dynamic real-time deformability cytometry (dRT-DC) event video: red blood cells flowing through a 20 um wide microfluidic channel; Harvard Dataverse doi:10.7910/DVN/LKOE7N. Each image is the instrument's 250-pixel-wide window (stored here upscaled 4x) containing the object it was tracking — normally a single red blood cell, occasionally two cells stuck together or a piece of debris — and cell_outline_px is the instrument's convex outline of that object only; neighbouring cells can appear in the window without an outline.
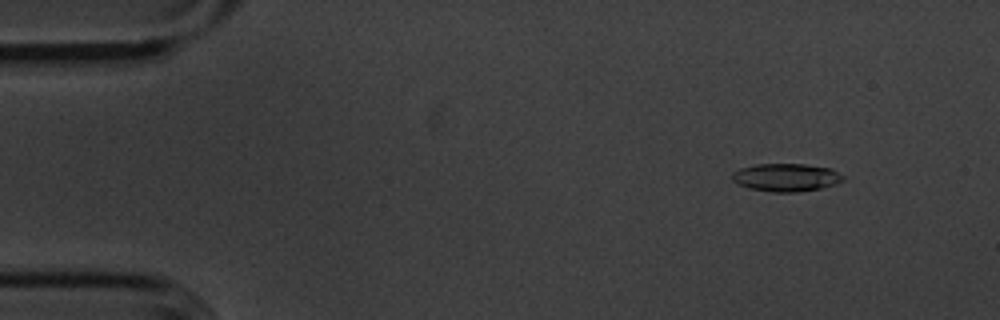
{"species": "common noctule bat (a hibernating species)", "species_latin": "Nyctalus noctula", "temperature_condition": "cold", "stored_images_in_passage": 55, "camera_frame_rate_fps": 3000, "um_per_image_px": 0.085, "animal": {"sex": "male", "body_mass_g": 20.1, "forearm_length_mm": 53.5}, "frame": {"image": 1, "passage_image": 6, "time_ms": 1.667, "image_size_px": [1000, 320], "cell_outline_px": [[844, 180], [836, 184], [820, 188], [796, 192], [772, 192], [748, 188], [732, 180], [732, 172], [740, 168], [756, 164], [804, 164], [832, 168], [844, 176]], "centroid_in_image_um": [66.83, 15.07], "position_along_channel_um": 18.2, "area_um2": 18.09}}
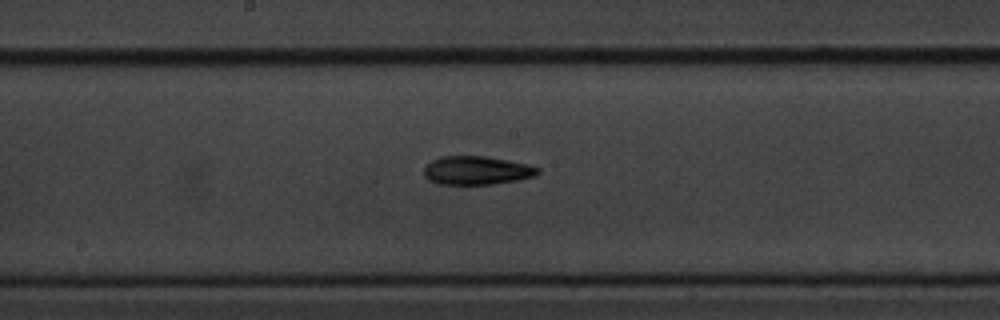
{"frame": {"image": 2, "passage_image": 29, "time_ms": 9.333, "image_size_px": [1000, 320], "cell_outline_px": [[540, 172], [536, 176], [516, 180], [492, 184], [436, 184], [428, 180], [424, 176], [424, 168], [432, 160], [440, 156], [484, 156], [508, 160], [528, 164], [540, 168]], "centroid_in_image_um": [40.52, 14.48], "position_along_channel_um": 207.7, "area_um2": 19.02}}
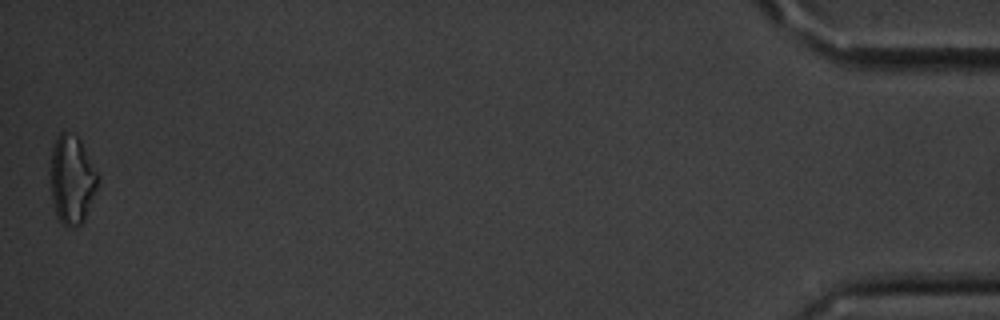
{"frame": {"image": 3, "passage_image": 55, "time_ms": 18.0, "image_size_px": [1000, 320], "cell_outline_px": [[100, 176], [96, 188], [84, 220], [76, 228], [68, 228], [56, 216], [52, 200], [48, 180], [52, 144], [60, 132], [64, 128], [76, 136], [80, 140]], "centroid_in_image_um": [6.06, 15.23], "position_along_channel_um": 429.1, "area_um2": 25.14}, "authors_computed_cell_mechanics": {"area_um2": 18.6116, "velocity_mm_per_s": 3.6213, "shape_relaxation_time_tau1_ms": 3.406, "shape_relaxation_time_tau2_ms": 8.0059, "deformation_change_tau1": 0.1271, "deformation_change_tau2": 0.1915}}